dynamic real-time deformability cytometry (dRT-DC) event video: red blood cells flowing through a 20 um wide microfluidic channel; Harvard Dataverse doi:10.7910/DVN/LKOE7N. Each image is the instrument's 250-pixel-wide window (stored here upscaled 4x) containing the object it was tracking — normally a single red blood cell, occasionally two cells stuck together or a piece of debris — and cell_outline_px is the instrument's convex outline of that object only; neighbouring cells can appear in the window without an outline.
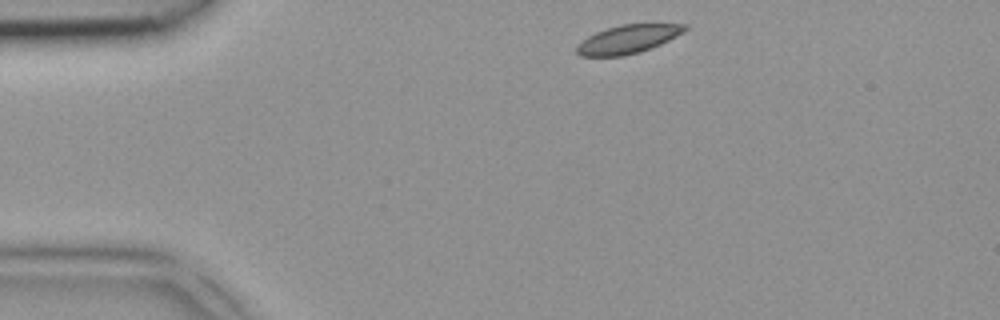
{"species": "common noctule bat (a hibernating species)", "species_latin": "Nyctalus noctula", "temperature_condition": "room temperature", "stored_images_in_passage": 3, "segment_of_instrument_passage": [1, 2], "camera_frame_rate_fps": 3000, "um_per_image_px": 0.085, "animal": {"sex": "female", "body_mass_g": 18.4}, "frame": {"image": 1, "passage_image": 1, "time_ms": 0.0, "image_size_px": [1000, 320], "cell_outline_px": [[688, 28], [676, 36], [660, 44], [640, 52], [624, 56], [580, 56], [576, 52], [576, 48], [588, 36], [596, 32], [620, 24], [688, 24]], "centroid_in_image_um": [53.38, 3.33], "position_along_channel_um": 31.6, "area_um2": 17.69}}